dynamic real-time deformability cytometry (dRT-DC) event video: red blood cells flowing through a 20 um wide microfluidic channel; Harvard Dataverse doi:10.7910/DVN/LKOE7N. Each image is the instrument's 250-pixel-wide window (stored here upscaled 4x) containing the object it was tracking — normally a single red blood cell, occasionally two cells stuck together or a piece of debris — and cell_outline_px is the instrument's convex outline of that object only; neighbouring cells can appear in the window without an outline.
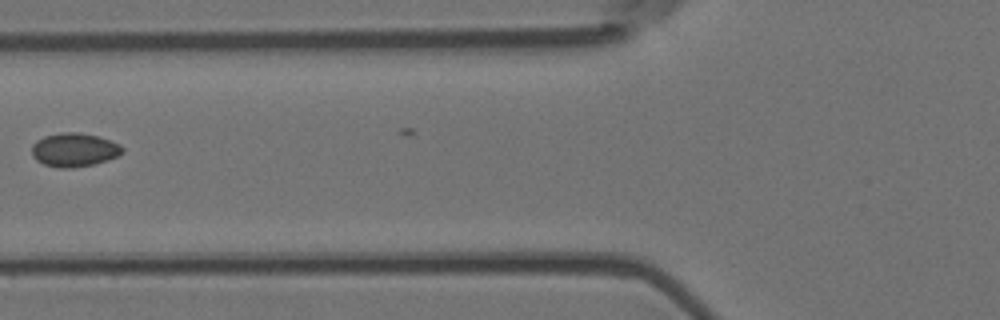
{"species": "Egyptian fruit bat (a non-hibernating species)", "species_latin": "Rousettus aegyptiacus", "temperature_condition": "room temperature", "stored_images_in_passage": 6, "camera_frame_rate_fps": 3000, "um_per_image_px": 0.085, "animal": {"sex": "female"}, "frame": {"image": 1, "passage_image": 6, "time_ms": 1.667, "image_size_px": [1000, 320], "cell_outline_px": [[124, 152], [108, 160], [92, 164], [72, 168], [60, 168], [44, 164], [36, 160], [32, 156], [32, 144], [36, 140], [44, 136], [60, 132], [76, 132], [96, 136], [120, 144], [124, 148]], "centroid_in_image_um": [6.29, 12.73], "position_along_channel_um": 119.5, "area_um2": 17.74}}